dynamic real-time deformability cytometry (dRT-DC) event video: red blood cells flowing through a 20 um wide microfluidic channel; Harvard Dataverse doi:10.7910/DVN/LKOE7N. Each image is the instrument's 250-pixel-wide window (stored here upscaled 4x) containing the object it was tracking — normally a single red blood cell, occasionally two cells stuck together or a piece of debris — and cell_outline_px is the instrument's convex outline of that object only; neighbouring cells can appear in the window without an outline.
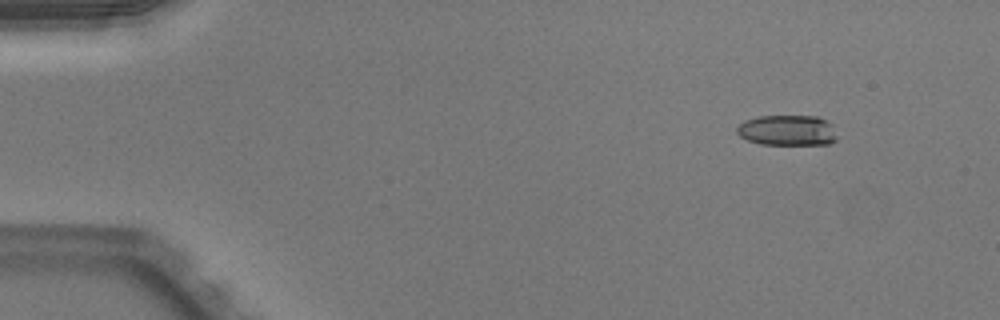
{"species": "Egyptian fruit bat (a non-hibernating species)", "species_latin": "Rousettus aegyptiacus", "temperature_condition": "warm", "stored_images_in_passage": 50, "camera_frame_rate_fps": 3000, "um_per_image_px": 0.085, "animal": {"sex": "male"}, "frame": {"image": 1, "passage_image": 5, "time_ms": 1.333, "image_size_px": [1000, 320], "cell_outline_px": [[836, 140], [828, 144], [760, 144], [748, 140], [740, 136], [736, 132], [736, 128], [744, 120], [760, 116], [816, 116], [832, 124], [836, 136]], "centroid_in_image_um": [66.91, 11.08], "position_along_channel_um": 18.1, "area_um2": 17.74}}
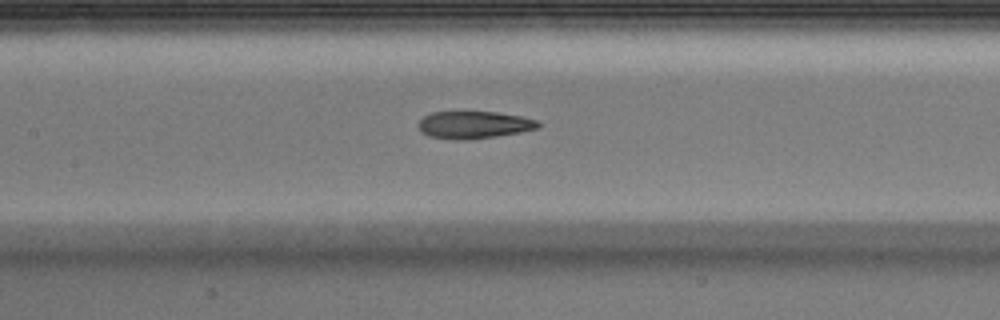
{"frame": {"image": 2, "passage_image": 24, "time_ms": 7.667, "image_size_px": [1000, 320], "cell_outline_px": [[540, 128], [520, 132], [496, 136], [464, 140], [452, 140], [428, 136], [420, 132], [416, 124], [424, 116], [432, 112], [496, 112], [524, 116], [536, 120], [540, 124]], "centroid_in_image_um": [40.26, 10.61], "position_along_channel_um": 167.1, "area_um2": 19.31}}
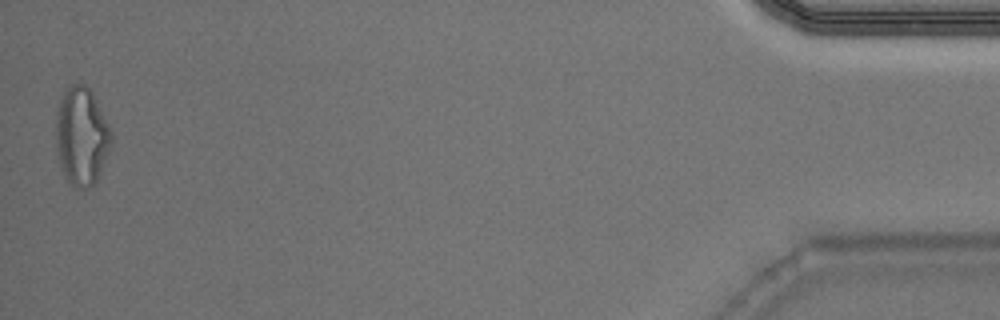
{"frame": {"image": 3, "passage_image": 50, "time_ms": 16.333, "image_size_px": [1000, 320], "cell_outline_px": [[112, 144], [100, 172], [96, 180], [88, 188], [76, 188], [68, 180], [60, 164], [56, 152], [56, 112], [60, 100], [64, 92], [72, 84], [84, 84], [92, 92], [112, 132]], "centroid_in_image_um": [6.93, 11.57], "position_along_channel_um": 428.3, "area_um2": 31.39}, "authors_computed_cell_mechanics": {"area_um2": 19.3052, "velocity_mm_per_s": 4.0195, "shape_relaxation_time_tau1_ms": null, "shape_relaxation_time_tau2_ms": 1.7963, "deformation_change_tau1": null, "deformation_change_tau2": 0.106}}